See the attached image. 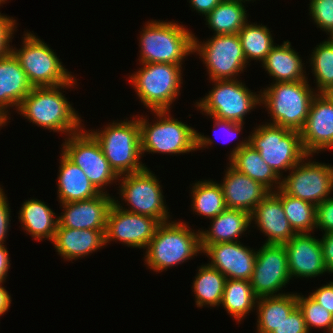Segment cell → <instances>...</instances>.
Here are the masks:
<instances>
[{"label":"cell","instance_id":"8992f818","mask_svg":"<svg viewBox=\"0 0 333 333\" xmlns=\"http://www.w3.org/2000/svg\"><path fill=\"white\" fill-rule=\"evenodd\" d=\"M101 146L110 167L118 176L143 171L138 118L109 124L104 130L90 132Z\"/></svg>","mask_w":333,"mask_h":333},{"label":"cell","instance_id":"ee69618b","mask_svg":"<svg viewBox=\"0 0 333 333\" xmlns=\"http://www.w3.org/2000/svg\"><path fill=\"white\" fill-rule=\"evenodd\" d=\"M0 187V245L4 244V239L6 238V234L8 232V225L10 224V207L7 203V198L4 195L5 193L2 191Z\"/></svg>","mask_w":333,"mask_h":333},{"label":"cell","instance_id":"603a6c76","mask_svg":"<svg viewBox=\"0 0 333 333\" xmlns=\"http://www.w3.org/2000/svg\"><path fill=\"white\" fill-rule=\"evenodd\" d=\"M33 86L12 52L0 58V116L8 120V107L18 106ZM7 110V111H6Z\"/></svg>","mask_w":333,"mask_h":333},{"label":"cell","instance_id":"8d00e7d4","mask_svg":"<svg viewBox=\"0 0 333 333\" xmlns=\"http://www.w3.org/2000/svg\"><path fill=\"white\" fill-rule=\"evenodd\" d=\"M312 52L311 66L316 78L318 93L333 86V42L326 40Z\"/></svg>","mask_w":333,"mask_h":333},{"label":"cell","instance_id":"f5cc1de1","mask_svg":"<svg viewBox=\"0 0 333 333\" xmlns=\"http://www.w3.org/2000/svg\"><path fill=\"white\" fill-rule=\"evenodd\" d=\"M329 41L333 42V31L330 33Z\"/></svg>","mask_w":333,"mask_h":333},{"label":"cell","instance_id":"ffe728a7","mask_svg":"<svg viewBox=\"0 0 333 333\" xmlns=\"http://www.w3.org/2000/svg\"><path fill=\"white\" fill-rule=\"evenodd\" d=\"M284 246L290 277L311 278L327 272L321 241L310 233L295 234Z\"/></svg>","mask_w":333,"mask_h":333},{"label":"cell","instance_id":"db71d44e","mask_svg":"<svg viewBox=\"0 0 333 333\" xmlns=\"http://www.w3.org/2000/svg\"><path fill=\"white\" fill-rule=\"evenodd\" d=\"M5 1H7V0H0V5H1V3H3V2L5 3Z\"/></svg>","mask_w":333,"mask_h":333},{"label":"cell","instance_id":"f6af8a7d","mask_svg":"<svg viewBox=\"0 0 333 333\" xmlns=\"http://www.w3.org/2000/svg\"><path fill=\"white\" fill-rule=\"evenodd\" d=\"M326 271L333 273V231L324 233L320 239Z\"/></svg>","mask_w":333,"mask_h":333},{"label":"cell","instance_id":"6da1fadb","mask_svg":"<svg viewBox=\"0 0 333 333\" xmlns=\"http://www.w3.org/2000/svg\"><path fill=\"white\" fill-rule=\"evenodd\" d=\"M75 81L73 77L66 84L33 87L17 110L30 123L55 132H65L67 136L74 134L82 129L81 120L60 89L74 86Z\"/></svg>","mask_w":333,"mask_h":333},{"label":"cell","instance_id":"7dc6e473","mask_svg":"<svg viewBox=\"0 0 333 333\" xmlns=\"http://www.w3.org/2000/svg\"><path fill=\"white\" fill-rule=\"evenodd\" d=\"M223 0H190L194 10L205 15V17Z\"/></svg>","mask_w":333,"mask_h":333},{"label":"cell","instance_id":"484cf974","mask_svg":"<svg viewBox=\"0 0 333 333\" xmlns=\"http://www.w3.org/2000/svg\"><path fill=\"white\" fill-rule=\"evenodd\" d=\"M250 219L246 211L226 208L211 219L209 230L200 231L202 252L212 244L237 242L238 237L251 225Z\"/></svg>","mask_w":333,"mask_h":333},{"label":"cell","instance_id":"9a60e30c","mask_svg":"<svg viewBox=\"0 0 333 333\" xmlns=\"http://www.w3.org/2000/svg\"><path fill=\"white\" fill-rule=\"evenodd\" d=\"M114 200L107 215L105 243L117 239L129 247L146 248L161 224L150 216L126 211Z\"/></svg>","mask_w":333,"mask_h":333},{"label":"cell","instance_id":"44dd1931","mask_svg":"<svg viewBox=\"0 0 333 333\" xmlns=\"http://www.w3.org/2000/svg\"><path fill=\"white\" fill-rule=\"evenodd\" d=\"M250 218L268 236L265 244H284L296 234L285 215L281 198L273 191L258 203Z\"/></svg>","mask_w":333,"mask_h":333},{"label":"cell","instance_id":"f907efd6","mask_svg":"<svg viewBox=\"0 0 333 333\" xmlns=\"http://www.w3.org/2000/svg\"><path fill=\"white\" fill-rule=\"evenodd\" d=\"M323 94L329 99V101L333 104V86L329 87Z\"/></svg>","mask_w":333,"mask_h":333},{"label":"cell","instance_id":"74e56055","mask_svg":"<svg viewBox=\"0 0 333 333\" xmlns=\"http://www.w3.org/2000/svg\"><path fill=\"white\" fill-rule=\"evenodd\" d=\"M297 305L304 315L308 332L311 327H316L324 328L329 333H333V314L317 303L310 295L308 297L297 295Z\"/></svg>","mask_w":333,"mask_h":333},{"label":"cell","instance_id":"5bb4252c","mask_svg":"<svg viewBox=\"0 0 333 333\" xmlns=\"http://www.w3.org/2000/svg\"><path fill=\"white\" fill-rule=\"evenodd\" d=\"M306 155L281 181V189L288 195L312 203L316 207L330 198L333 191V166L304 160ZM304 162V163H303Z\"/></svg>","mask_w":333,"mask_h":333},{"label":"cell","instance_id":"f546056e","mask_svg":"<svg viewBox=\"0 0 333 333\" xmlns=\"http://www.w3.org/2000/svg\"><path fill=\"white\" fill-rule=\"evenodd\" d=\"M257 332L271 333L297 306V294H275L257 299Z\"/></svg>","mask_w":333,"mask_h":333},{"label":"cell","instance_id":"30bf717a","mask_svg":"<svg viewBox=\"0 0 333 333\" xmlns=\"http://www.w3.org/2000/svg\"><path fill=\"white\" fill-rule=\"evenodd\" d=\"M213 82L215 86L209 94L196 102V107L211 117L244 124L245 114L261 104V95L251 92L237 79Z\"/></svg>","mask_w":333,"mask_h":333},{"label":"cell","instance_id":"ac0fdd59","mask_svg":"<svg viewBox=\"0 0 333 333\" xmlns=\"http://www.w3.org/2000/svg\"><path fill=\"white\" fill-rule=\"evenodd\" d=\"M203 253L212 260L209 265L219 270L226 279L250 281L257 251L237 241L209 245Z\"/></svg>","mask_w":333,"mask_h":333},{"label":"cell","instance_id":"1f68e13d","mask_svg":"<svg viewBox=\"0 0 333 333\" xmlns=\"http://www.w3.org/2000/svg\"><path fill=\"white\" fill-rule=\"evenodd\" d=\"M257 299L250 281L226 279L221 306L238 322L256 306Z\"/></svg>","mask_w":333,"mask_h":333},{"label":"cell","instance_id":"60d3db41","mask_svg":"<svg viewBox=\"0 0 333 333\" xmlns=\"http://www.w3.org/2000/svg\"><path fill=\"white\" fill-rule=\"evenodd\" d=\"M316 228L325 231H333V196L317 206Z\"/></svg>","mask_w":333,"mask_h":333},{"label":"cell","instance_id":"4316f807","mask_svg":"<svg viewBox=\"0 0 333 333\" xmlns=\"http://www.w3.org/2000/svg\"><path fill=\"white\" fill-rule=\"evenodd\" d=\"M58 176V197L60 203L88 200L100 194L84 171L63 153Z\"/></svg>","mask_w":333,"mask_h":333},{"label":"cell","instance_id":"e575fe53","mask_svg":"<svg viewBox=\"0 0 333 333\" xmlns=\"http://www.w3.org/2000/svg\"><path fill=\"white\" fill-rule=\"evenodd\" d=\"M193 212L206 218H214L223 212L227 207L223 190L220 184L213 181H198L192 188Z\"/></svg>","mask_w":333,"mask_h":333},{"label":"cell","instance_id":"836d02e7","mask_svg":"<svg viewBox=\"0 0 333 333\" xmlns=\"http://www.w3.org/2000/svg\"><path fill=\"white\" fill-rule=\"evenodd\" d=\"M274 192L281 198L285 215L296 234L310 233L316 228L317 207L315 205L292 197L281 188Z\"/></svg>","mask_w":333,"mask_h":333},{"label":"cell","instance_id":"f1b7e54d","mask_svg":"<svg viewBox=\"0 0 333 333\" xmlns=\"http://www.w3.org/2000/svg\"><path fill=\"white\" fill-rule=\"evenodd\" d=\"M18 217L24 230L36 240L47 238L51 242L54 239L58 226V218L55 213L41 200L31 199L23 203Z\"/></svg>","mask_w":333,"mask_h":333},{"label":"cell","instance_id":"7bdbcfd3","mask_svg":"<svg viewBox=\"0 0 333 333\" xmlns=\"http://www.w3.org/2000/svg\"><path fill=\"white\" fill-rule=\"evenodd\" d=\"M322 307L333 314V282L330 281L327 285L318 288L310 294Z\"/></svg>","mask_w":333,"mask_h":333},{"label":"cell","instance_id":"277c9868","mask_svg":"<svg viewBox=\"0 0 333 333\" xmlns=\"http://www.w3.org/2000/svg\"><path fill=\"white\" fill-rule=\"evenodd\" d=\"M140 37V63L181 65L194 52V34L174 22L151 21Z\"/></svg>","mask_w":333,"mask_h":333},{"label":"cell","instance_id":"8fae6325","mask_svg":"<svg viewBox=\"0 0 333 333\" xmlns=\"http://www.w3.org/2000/svg\"><path fill=\"white\" fill-rule=\"evenodd\" d=\"M82 130L65 139L62 153L79 166L97 190L103 193V186L117 180L119 176L110 167L95 137L90 131Z\"/></svg>","mask_w":333,"mask_h":333},{"label":"cell","instance_id":"7c38bea8","mask_svg":"<svg viewBox=\"0 0 333 333\" xmlns=\"http://www.w3.org/2000/svg\"><path fill=\"white\" fill-rule=\"evenodd\" d=\"M206 64L209 78L213 80L235 79L248 61L243 53L238 34L214 35L203 44L194 35V52Z\"/></svg>","mask_w":333,"mask_h":333},{"label":"cell","instance_id":"681fc988","mask_svg":"<svg viewBox=\"0 0 333 333\" xmlns=\"http://www.w3.org/2000/svg\"><path fill=\"white\" fill-rule=\"evenodd\" d=\"M11 304V296L8 294V291L2 287L0 283V316L8 311Z\"/></svg>","mask_w":333,"mask_h":333},{"label":"cell","instance_id":"52a82bcc","mask_svg":"<svg viewBox=\"0 0 333 333\" xmlns=\"http://www.w3.org/2000/svg\"><path fill=\"white\" fill-rule=\"evenodd\" d=\"M141 65L143 67L130 76L141 102L152 111H169L180 92L182 66L169 63Z\"/></svg>","mask_w":333,"mask_h":333},{"label":"cell","instance_id":"7a4b0ae2","mask_svg":"<svg viewBox=\"0 0 333 333\" xmlns=\"http://www.w3.org/2000/svg\"><path fill=\"white\" fill-rule=\"evenodd\" d=\"M170 111H153L159 121L153 125L140 117L141 152L180 154L205 148L213 140L199 133L191 126L170 117Z\"/></svg>","mask_w":333,"mask_h":333},{"label":"cell","instance_id":"83f0119b","mask_svg":"<svg viewBox=\"0 0 333 333\" xmlns=\"http://www.w3.org/2000/svg\"><path fill=\"white\" fill-rule=\"evenodd\" d=\"M262 63L267 73L275 78V83L308 79L304 75L302 59L291 48L289 41H284L281 46H273Z\"/></svg>","mask_w":333,"mask_h":333},{"label":"cell","instance_id":"b9f144b4","mask_svg":"<svg viewBox=\"0 0 333 333\" xmlns=\"http://www.w3.org/2000/svg\"><path fill=\"white\" fill-rule=\"evenodd\" d=\"M15 24L14 19L0 13V58L11 52L9 43L16 29Z\"/></svg>","mask_w":333,"mask_h":333},{"label":"cell","instance_id":"d6986e66","mask_svg":"<svg viewBox=\"0 0 333 333\" xmlns=\"http://www.w3.org/2000/svg\"><path fill=\"white\" fill-rule=\"evenodd\" d=\"M114 200L103 192L88 200L62 203L64 213L58 216L57 227L106 230L107 215Z\"/></svg>","mask_w":333,"mask_h":333},{"label":"cell","instance_id":"cb8c5ba5","mask_svg":"<svg viewBox=\"0 0 333 333\" xmlns=\"http://www.w3.org/2000/svg\"><path fill=\"white\" fill-rule=\"evenodd\" d=\"M52 243L63 259H78L106 245L105 230L57 227Z\"/></svg>","mask_w":333,"mask_h":333},{"label":"cell","instance_id":"d590c367","mask_svg":"<svg viewBox=\"0 0 333 333\" xmlns=\"http://www.w3.org/2000/svg\"><path fill=\"white\" fill-rule=\"evenodd\" d=\"M238 36L246 61L253 59L263 62L274 46L270 30L257 23L247 22L238 32Z\"/></svg>","mask_w":333,"mask_h":333},{"label":"cell","instance_id":"9c48e42d","mask_svg":"<svg viewBox=\"0 0 333 333\" xmlns=\"http://www.w3.org/2000/svg\"><path fill=\"white\" fill-rule=\"evenodd\" d=\"M22 44L21 49L11 48V52L33 87L58 86L74 77L64 68L55 52L35 35L26 32Z\"/></svg>","mask_w":333,"mask_h":333},{"label":"cell","instance_id":"816d5d0a","mask_svg":"<svg viewBox=\"0 0 333 333\" xmlns=\"http://www.w3.org/2000/svg\"><path fill=\"white\" fill-rule=\"evenodd\" d=\"M7 123V121H5L1 116H0V127H2L3 125H5Z\"/></svg>","mask_w":333,"mask_h":333},{"label":"cell","instance_id":"4dcf8cb0","mask_svg":"<svg viewBox=\"0 0 333 333\" xmlns=\"http://www.w3.org/2000/svg\"><path fill=\"white\" fill-rule=\"evenodd\" d=\"M241 0H223L207 16L206 21L215 35L238 34L246 24L247 15Z\"/></svg>","mask_w":333,"mask_h":333},{"label":"cell","instance_id":"f35d334b","mask_svg":"<svg viewBox=\"0 0 333 333\" xmlns=\"http://www.w3.org/2000/svg\"><path fill=\"white\" fill-rule=\"evenodd\" d=\"M310 16L316 25L331 33L333 31V0H310Z\"/></svg>","mask_w":333,"mask_h":333},{"label":"cell","instance_id":"bcb514c9","mask_svg":"<svg viewBox=\"0 0 333 333\" xmlns=\"http://www.w3.org/2000/svg\"><path fill=\"white\" fill-rule=\"evenodd\" d=\"M212 119L215 121L214 128H216V127L219 128L220 126L223 127L224 128L223 131H226L227 135L230 134L229 136L232 137V140L237 137V135L239 134L238 132H240L242 130V127H243L242 123H236V122H232V121L222 120V119H218V118H215V117H212Z\"/></svg>","mask_w":333,"mask_h":333},{"label":"cell","instance_id":"e0dca14e","mask_svg":"<svg viewBox=\"0 0 333 333\" xmlns=\"http://www.w3.org/2000/svg\"><path fill=\"white\" fill-rule=\"evenodd\" d=\"M300 137L307 155L333 148V104L323 93L313 98Z\"/></svg>","mask_w":333,"mask_h":333},{"label":"cell","instance_id":"4fadbf2b","mask_svg":"<svg viewBox=\"0 0 333 333\" xmlns=\"http://www.w3.org/2000/svg\"><path fill=\"white\" fill-rule=\"evenodd\" d=\"M124 176V177H122ZM122 180L120 184V195L131 208L122 209L150 216L160 223L168 222L169 212L164 204V196L159 185V180L146 167L143 171L119 176Z\"/></svg>","mask_w":333,"mask_h":333},{"label":"cell","instance_id":"d6a6232c","mask_svg":"<svg viewBox=\"0 0 333 333\" xmlns=\"http://www.w3.org/2000/svg\"><path fill=\"white\" fill-rule=\"evenodd\" d=\"M198 274L193 281V291L195 292L196 305L218 306L221 304L226 277L209 264L198 269Z\"/></svg>","mask_w":333,"mask_h":333},{"label":"cell","instance_id":"2e32d148","mask_svg":"<svg viewBox=\"0 0 333 333\" xmlns=\"http://www.w3.org/2000/svg\"><path fill=\"white\" fill-rule=\"evenodd\" d=\"M291 279L284 244H265L257 251L250 283L259 297L274 296Z\"/></svg>","mask_w":333,"mask_h":333},{"label":"cell","instance_id":"c3c4849f","mask_svg":"<svg viewBox=\"0 0 333 333\" xmlns=\"http://www.w3.org/2000/svg\"><path fill=\"white\" fill-rule=\"evenodd\" d=\"M7 248L0 245V283L6 280L8 269L10 268V260Z\"/></svg>","mask_w":333,"mask_h":333},{"label":"cell","instance_id":"7402d4cb","mask_svg":"<svg viewBox=\"0 0 333 333\" xmlns=\"http://www.w3.org/2000/svg\"><path fill=\"white\" fill-rule=\"evenodd\" d=\"M223 182L225 205L230 209H239L251 214L258 203L270 192L261 183L237 171L230 164Z\"/></svg>","mask_w":333,"mask_h":333},{"label":"cell","instance_id":"ab89813d","mask_svg":"<svg viewBox=\"0 0 333 333\" xmlns=\"http://www.w3.org/2000/svg\"><path fill=\"white\" fill-rule=\"evenodd\" d=\"M271 333H309L298 305Z\"/></svg>","mask_w":333,"mask_h":333},{"label":"cell","instance_id":"5b68a950","mask_svg":"<svg viewBox=\"0 0 333 333\" xmlns=\"http://www.w3.org/2000/svg\"><path fill=\"white\" fill-rule=\"evenodd\" d=\"M316 94L307 80L276 82L261 92V104L273 118L269 124L300 131Z\"/></svg>","mask_w":333,"mask_h":333},{"label":"cell","instance_id":"3957f363","mask_svg":"<svg viewBox=\"0 0 333 333\" xmlns=\"http://www.w3.org/2000/svg\"><path fill=\"white\" fill-rule=\"evenodd\" d=\"M146 250L145 264L156 272H162L202 253L200 230L192 232L182 222L161 223Z\"/></svg>","mask_w":333,"mask_h":333},{"label":"cell","instance_id":"d4e9b609","mask_svg":"<svg viewBox=\"0 0 333 333\" xmlns=\"http://www.w3.org/2000/svg\"><path fill=\"white\" fill-rule=\"evenodd\" d=\"M229 157V162H231L230 165L233 168L246 174L254 181L261 183L270 192H272V189L274 190V187L272 186L273 183L277 185V188H281V178L262 159L259 151L255 150L249 144V140L239 142V144L231 151Z\"/></svg>","mask_w":333,"mask_h":333},{"label":"cell","instance_id":"ba28073f","mask_svg":"<svg viewBox=\"0 0 333 333\" xmlns=\"http://www.w3.org/2000/svg\"><path fill=\"white\" fill-rule=\"evenodd\" d=\"M251 135L248 136L249 144L259 151L279 177H282L281 170H291L307 155L302 147L300 131L265 124L259 125Z\"/></svg>","mask_w":333,"mask_h":333}]
</instances>
